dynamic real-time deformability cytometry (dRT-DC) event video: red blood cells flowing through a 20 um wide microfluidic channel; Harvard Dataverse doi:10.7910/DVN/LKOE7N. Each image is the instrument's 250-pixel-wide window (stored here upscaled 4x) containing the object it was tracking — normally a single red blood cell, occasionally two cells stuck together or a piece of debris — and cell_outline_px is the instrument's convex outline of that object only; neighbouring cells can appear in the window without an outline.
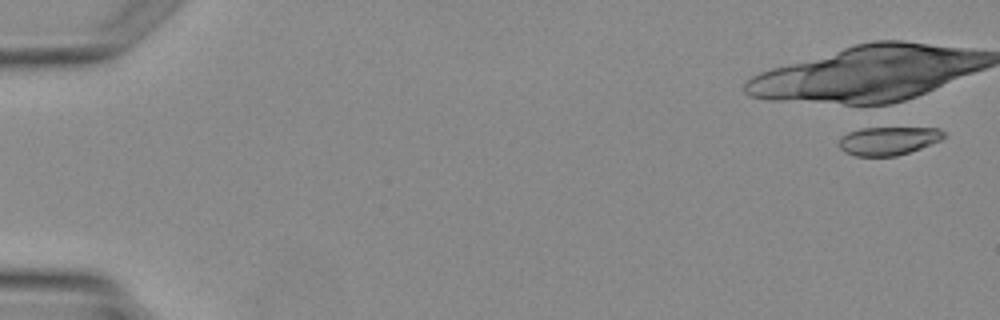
{"species": "Egyptian fruit bat (a non-hibernating species)", "species_latin": "Rousettus aegyptiacus", "temperature_condition": "warm", "stored_images_in_passage": 5, "camera_frame_rate_fps": 3000, "um_per_image_px": 0.085, "animal": {"sex": "female"}, "frame": {"image": 1, "passage_image": 1, "time_ms": 0.0, "image_size_px": [1000, 320], "cell_outline_px": [[948, 136], [940, 140], [920, 148], [896, 156], [856, 156], [844, 152], [840, 148], [840, 136], [848, 132], [860, 128], [940, 128]], "centroid_in_image_um": [75.5, 11.96], "position_along_channel_um": 9.5, "area_um2": 17.28}}